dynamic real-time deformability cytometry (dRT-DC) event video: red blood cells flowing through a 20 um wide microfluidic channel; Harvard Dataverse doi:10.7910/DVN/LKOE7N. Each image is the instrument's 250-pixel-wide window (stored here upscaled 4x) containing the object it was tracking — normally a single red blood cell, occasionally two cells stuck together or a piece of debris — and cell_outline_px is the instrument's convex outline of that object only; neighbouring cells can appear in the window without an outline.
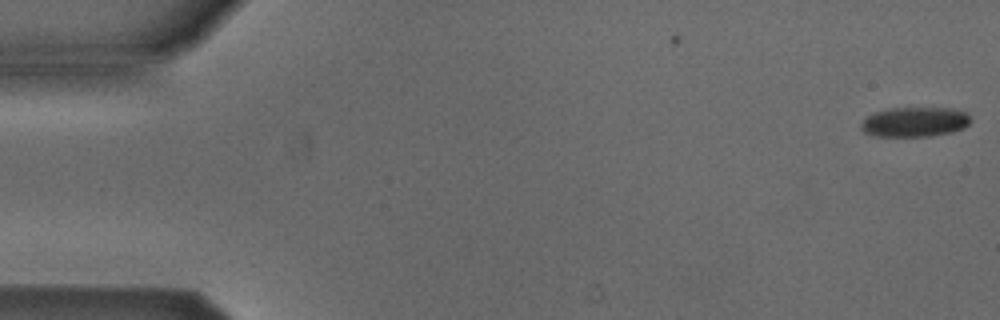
{"species": "Egyptian fruit bat (a non-hibernating species)", "species_latin": "Rousettus aegyptiacus", "temperature_condition": "cold", "stored_images_in_passage": 12, "camera_frame_rate_fps": 3000, "um_per_image_px": 0.085, "animal": {"sex": "male"}, "frame": {"image": 1, "passage_image": 1, "time_ms": 0.0, "image_size_px": [1000, 320], "cell_outline_px": [[968, 124], [964, 128], [952, 132], [928, 136], [876, 136], [864, 132], [860, 124], [868, 116], [876, 112], [892, 108], [948, 108], [964, 112], [968, 116]], "centroid_in_image_um": [77.73, 10.37], "position_along_channel_um": 7.3, "area_um2": 18.61}}